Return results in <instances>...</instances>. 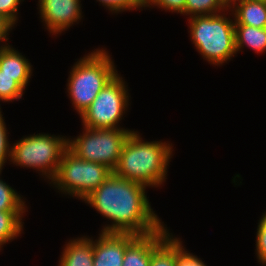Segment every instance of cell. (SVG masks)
Returning <instances> with one entry per match:
<instances>
[{
  "instance_id": "obj_1",
  "label": "cell",
  "mask_w": 266,
  "mask_h": 266,
  "mask_svg": "<svg viewBox=\"0 0 266 266\" xmlns=\"http://www.w3.org/2000/svg\"><path fill=\"white\" fill-rule=\"evenodd\" d=\"M147 188L112 173L82 202L110 220L99 232L147 235L165 224L151 207Z\"/></svg>"
},
{
  "instance_id": "obj_2",
  "label": "cell",
  "mask_w": 266,
  "mask_h": 266,
  "mask_svg": "<svg viewBox=\"0 0 266 266\" xmlns=\"http://www.w3.org/2000/svg\"><path fill=\"white\" fill-rule=\"evenodd\" d=\"M141 135L137 130L130 133L113 173L148 188L162 187L167 179L174 146L169 141H146Z\"/></svg>"
},
{
  "instance_id": "obj_3",
  "label": "cell",
  "mask_w": 266,
  "mask_h": 266,
  "mask_svg": "<svg viewBox=\"0 0 266 266\" xmlns=\"http://www.w3.org/2000/svg\"><path fill=\"white\" fill-rule=\"evenodd\" d=\"M110 53L105 48H96L77 59L67 79L66 92L73 109L80 116L97 97L100 91L117 74Z\"/></svg>"
},
{
  "instance_id": "obj_4",
  "label": "cell",
  "mask_w": 266,
  "mask_h": 266,
  "mask_svg": "<svg viewBox=\"0 0 266 266\" xmlns=\"http://www.w3.org/2000/svg\"><path fill=\"white\" fill-rule=\"evenodd\" d=\"M187 22L194 48L210 65L223 66L237 56L235 24L229 8L219 14L192 16Z\"/></svg>"
},
{
  "instance_id": "obj_5",
  "label": "cell",
  "mask_w": 266,
  "mask_h": 266,
  "mask_svg": "<svg viewBox=\"0 0 266 266\" xmlns=\"http://www.w3.org/2000/svg\"><path fill=\"white\" fill-rule=\"evenodd\" d=\"M67 148V136L51 133L25 135L11 144L10 164L20 168H32L39 177L42 176L41 178L50 183L57 174L62 155Z\"/></svg>"
},
{
  "instance_id": "obj_6",
  "label": "cell",
  "mask_w": 266,
  "mask_h": 266,
  "mask_svg": "<svg viewBox=\"0 0 266 266\" xmlns=\"http://www.w3.org/2000/svg\"><path fill=\"white\" fill-rule=\"evenodd\" d=\"M113 171L108 167L85 161L67 148L61 158L57 174L49 183L65 196L83 200L98 188Z\"/></svg>"
},
{
  "instance_id": "obj_7",
  "label": "cell",
  "mask_w": 266,
  "mask_h": 266,
  "mask_svg": "<svg viewBox=\"0 0 266 266\" xmlns=\"http://www.w3.org/2000/svg\"><path fill=\"white\" fill-rule=\"evenodd\" d=\"M126 84L118 73L80 115L81 125L93 129H125L120 124L131 105Z\"/></svg>"
},
{
  "instance_id": "obj_8",
  "label": "cell",
  "mask_w": 266,
  "mask_h": 266,
  "mask_svg": "<svg viewBox=\"0 0 266 266\" xmlns=\"http://www.w3.org/2000/svg\"><path fill=\"white\" fill-rule=\"evenodd\" d=\"M68 137V148L80 159L102 164L112 171L118 165L123 145L135 129H93Z\"/></svg>"
},
{
  "instance_id": "obj_9",
  "label": "cell",
  "mask_w": 266,
  "mask_h": 266,
  "mask_svg": "<svg viewBox=\"0 0 266 266\" xmlns=\"http://www.w3.org/2000/svg\"><path fill=\"white\" fill-rule=\"evenodd\" d=\"M37 6L45 29L56 37L84 17L81 0H38Z\"/></svg>"
},
{
  "instance_id": "obj_10",
  "label": "cell",
  "mask_w": 266,
  "mask_h": 266,
  "mask_svg": "<svg viewBox=\"0 0 266 266\" xmlns=\"http://www.w3.org/2000/svg\"><path fill=\"white\" fill-rule=\"evenodd\" d=\"M93 237V266H122L127 245L137 236L130 233L100 232Z\"/></svg>"
},
{
  "instance_id": "obj_11",
  "label": "cell",
  "mask_w": 266,
  "mask_h": 266,
  "mask_svg": "<svg viewBox=\"0 0 266 266\" xmlns=\"http://www.w3.org/2000/svg\"><path fill=\"white\" fill-rule=\"evenodd\" d=\"M167 225L147 235H137L126 247L122 266H149L152 252L171 234Z\"/></svg>"
},
{
  "instance_id": "obj_12",
  "label": "cell",
  "mask_w": 266,
  "mask_h": 266,
  "mask_svg": "<svg viewBox=\"0 0 266 266\" xmlns=\"http://www.w3.org/2000/svg\"><path fill=\"white\" fill-rule=\"evenodd\" d=\"M60 254L58 266H93V237L82 235L69 239Z\"/></svg>"
},
{
  "instance_id": "obj_13",
  "label": "cell",
  "mask_w": 266,
  "mask_h": 266,
  "mask_svg": "<svg viewBox=\"0 0 266 266\" xmlns=\"http://www.w3.org/2000/svg\"><path fill=\"white\" fill-rule=\"evenodd\" d=\"M234 24L266 27V1H229Z\"/></svg>"
},
{
  "instance_id": "obj_14",
  "label": "cell",
  "mask_w": 266,
  "mask_h": 266,
  "mask_svg": "<svg viewBox=\"0 0 266 266\" xmlns=\"http://www.w3.org/2000/svg\"><path fill=\"white\" fill-rule=\"evenodd\" d=\"M0 74L33 76V65L18 49L8 44L0 50Z\"/></svg>"
},
{
  "instance_id": "obj_15",
  "label": "cell",
  "mask_w": 266,
  "mask_h": 266,
  "mask_svg": "<svg viewBox=\"0 0 266 266\" xmlns=\"http://www.w3.org/2000/svg\"><path fill=\"white\" fill-rule=\"evenodd\" d=\"M235 40L237 54L243 52L245 47L252 49L255 53L266 52V27L256 28L244 24H235Z\"/></svg>"
},
{
  "instance_id": "obj_16",
  "label": "cell",
  "mask_w": 266,
  "mask_h": 266,
  "mask_svg": "<svg viewBox=\"0 0 266 266\" xmlns=\"http://www.w3.org/2000/svg\"><path fill=\"white\" fill-rule=\"evenodd\" d=\"M26 212L28 211H0V246L2 248L24 233L23 220Z\"/></svg>"
},
{
  "instance_id": "obj_17",
  "label": "cell",
  "mask_w": 266,
  "mask_h": 266,
  "mask_svg": "<svg viewBox=\"0 0 266 266\" xmlns=\"http://www.w3.org/2000/svg\"><path fill=\"white\" fill-rule=\"evenodd\" d=\"M32 76H8L0 74V103L22 100ZM0 109L1 104H0Z\"/></svg>"
},
{
  "instance_id": "obj_18",
  "label": "cell",
  "mask_w": 266,
  "mask_h": 266,
  "mask_svg": "<svg viewBox=\"0 0 266 266\" xmlns=\"http://www.w3.org/2000/svg\"><path fill=\"white\" fill-rule=\"evenodd\" d=\"M229 0H186L185 16L214 15L228 9Z\"/></svg>"
},
{
  "instance_id": "obj_19",
  "label": "cell",
  "mask_w": 266,
  "mask_h": 266,
  "mask_svg": "<svg viewBox=\"0 0 266 266\" xmlns=\"http://www.w3.org/2000/svg\"><path fill=\"white\" fill-rule=\"evenodd\" d=\"M2 170H0V176ZM26 198L0 177V211H28Z\"/></svg>"
},
{
  "instance_id": "obj_20",
  "label": "cell",
  "mask_w": 266,
  "mask_h": 266,
  "mask_svg": "<svg viewBox=\"0 0 266 266\" xmlns=\"http://www.w3.org/2000/svg\"><path fill=\"white\" fill-rule=\"evenodd\" d=\"M149 266H176V236L171 233L151 254Z\"/></svg>"
},
{
  "instance_id": "obj_21",
  "label": "cell",
  "mask_w": 266,
  "mask_h": 266,
  "mask_svg": "<svg viewBox=\"0 0 266 266\" xmlns=\"http://www.w3.org/2000/svg\"><path fill=\"white\" fill-rule=\"evenodd\" d=\"M104 6L111 14H119L127 11H137L146 8V0H96Z\"/></svg>"
},
{
  "instance_id": "obj_22",
  "label": "cell",
  "mask_w": 266,
  "mask_h": 266,
  "mask_svg": "<svg viewBox=\"0 0 266 266\" xmlns=\"http://www.w3.org/2000/svg\"><path fill=\"white\" fill-rule=\"evenodd\" d=\"M257 224L255 254L258 263L261 266H266V211L262 213Z\"/></svg>"
},
{
  "instance_id": "obj_23",
  "label": "cell",
  "mask_w": 266,
  "mask_h": 266,
  "mask_svg": "<svg viewBox=\"0 0 266 266\" xmlns=\"http://www.w3.org/2000/svg\"><path fill=\"white\" fill-rule=\"evenodd\" d=\"M183 241L176 236V266H207L204 261L184 247Z\"/></svg>"
},
{
  "instance_id": "obj_24",
  "label": "cell",
  "mask_w": 266,
  "mask_h": 266,
  "mask_svg": "<svg viewBox=\"0 0 266 266\" xmlns=\"http://www.w3.org/2000/svg\"><path fill=\"white\" fill-rule=\"evenodd\" d=\"M2 110L0 109V170L3 171L7 160L11 159V142L9 132L5 123V117H3Z\"/></svg>"
},
{
  "instance_id": "obj_25",
  "label": "cell",
  "mask_w": 266,
  "mask_h": 266,
  "mask_svg": "<svg viewBox=\"0 0 266 266\" xmlns=\"http://www.w3.org/2000/svg\"><path fill=\"white\" fill-rule=\"evenodd\" d=\"M185 5L186 0H146V9L156 7L183 16H185Z\"/></svg>"
},
{
  "instance_id": "obj_26",
  "label": "cell",
  "mask_w": 266,
  "mask_h": 266,
  "mask_svg": "<svg viewBox=\"0 0 266 266\" xmlns=\"http://www.w3.org/2000/svg\"><path fill=\"white\" fill-rule=\"evenodd\" d=\"M24 0H0V14L7 18L14 26H17L19 21L20 3Z\"/></svg>"
},
{
  "instance_id": "obj_27",
  "label": "cell",
  "mask_w": 266,
  "mask_h": 266,
  "mask_svg": "<svg viewBox=\"0 0 266 266\" xmlns=\"http://www.w3.org/2000/svg\"><path fill=\"white\" fill-rule=\"evenodd\" d=\"M15 26L3 15L0 14V44L6 46L9 43V34ZM8 42V43H7Z\"/></svg>"
},
{
  "instance_id": "obj_28",
  "label": "cell",
  "mask_w": 266,
  "mask_h": 266,
  "mask_svg": "<svg viewBox=\"0 0 266 266\" xmlns=\"http://www.w3.org/2000/svg\"><path fill=\"white\" fill-rule=\"evenodd\" d=\"M229 1H266V0H229Z\"/></svg>"
}]
</instances>
